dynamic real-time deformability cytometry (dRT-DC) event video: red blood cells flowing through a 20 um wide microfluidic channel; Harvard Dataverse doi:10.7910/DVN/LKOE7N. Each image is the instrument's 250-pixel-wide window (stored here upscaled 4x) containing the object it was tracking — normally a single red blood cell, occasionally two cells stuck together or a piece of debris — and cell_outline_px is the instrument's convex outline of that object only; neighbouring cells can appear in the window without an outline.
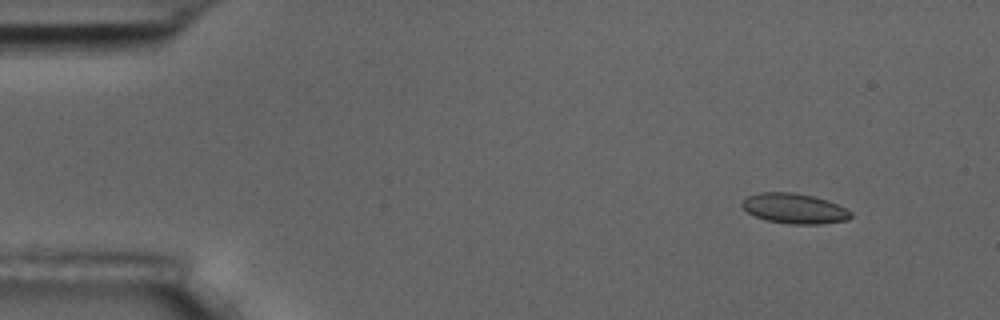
{"species": "common noctule bat (a hibernating species)", "species_latin": "Nyctalus noctula", "temperature_condition": "room temperature", "stored_images_in_passage": 5, "camera_frame_rate_fps": 3000, "um_per_image_px": 0.085, "animal": {"sex": "male", "body_mass_g": 17.5, "forearm_length_mm": 52.3}, "frame": {"image": 1, "passage_image": 2, "time_ms": 1.0, "image_size_px": [1000, 320], "cell_outline_px": [[852, 216], [848, 220], [820, 224], [788, 224], [764, 220], [748, 212], [740, 204], [748, 196], [760, 192], [792, 192], [812, 196], [828, 200], [852, 212]], "centroid_in_image_um": [67.52, 17.73], "position_along_channel_um": 17.5, "area_um2": 19.07}}
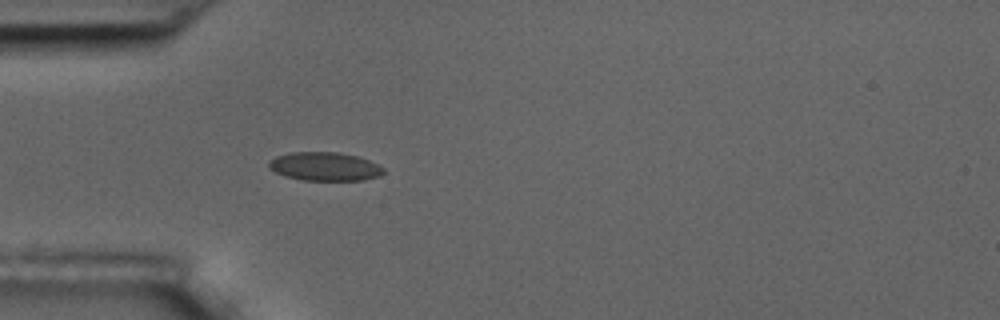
{"frame": {"image": 2, "passage_image": 5, "time_ms": 4.667, "image_size_px": [1000, 320], "cell_outline_px": [[384, 172], [380, 176], [364, 180], [304, 180], [288, 176], [276, 172], [268, 168], [268, 160], [276, 156], [288, 152], [340, 152], [356, 156], [368, 160], [384, 168]], "centroid_in_image_um": [27.59, 14.14], "position_along_channel_um": 57.4, "area_um2": 19.07}}